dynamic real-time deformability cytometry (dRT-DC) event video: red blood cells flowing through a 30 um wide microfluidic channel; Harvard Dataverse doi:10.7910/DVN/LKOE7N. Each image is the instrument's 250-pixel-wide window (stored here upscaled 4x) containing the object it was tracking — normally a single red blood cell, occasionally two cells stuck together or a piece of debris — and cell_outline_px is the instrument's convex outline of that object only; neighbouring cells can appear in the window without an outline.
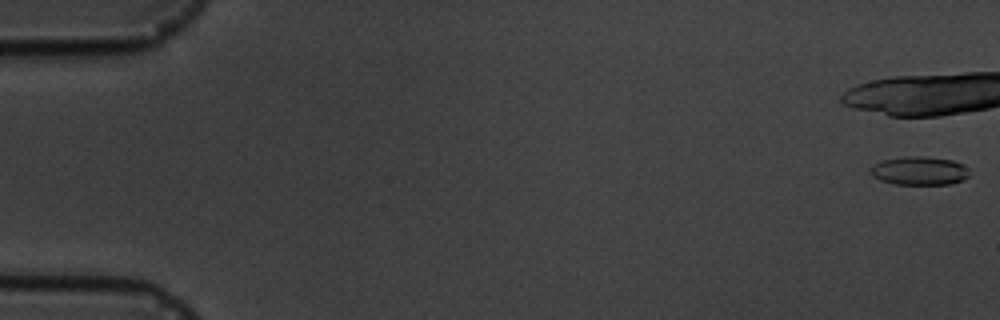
{"species": "common noctule bat (a hibernating species)", "species_latin": "Nyctalus noctula", "temperature_condition": "cold", "stored_images_in_passage": 5, "camera_frame_rate_fps": 3000, "um_per_image_px": 0.085, "animal": {"sex": "male", "body_mass_g": 19.5, "forearm_length_mm": 54.6}, "frame": {"image": 1, "passage_image": 1, "time_ms": 0.0, "image_size_px": [1000, 320], "cell_outline_px": [[968, 176], [964, 180], [952, 184], [896, 184], [880, 180], [872, 176], [868, 168], [884, 160], [904, 156], [920, 156], [952, 160], [960, 164], [964, 168]], "centroid_in_image_um": [78.09, 14.52], "position_along_channel_um": 6.9, "area_um2": 16.18}}